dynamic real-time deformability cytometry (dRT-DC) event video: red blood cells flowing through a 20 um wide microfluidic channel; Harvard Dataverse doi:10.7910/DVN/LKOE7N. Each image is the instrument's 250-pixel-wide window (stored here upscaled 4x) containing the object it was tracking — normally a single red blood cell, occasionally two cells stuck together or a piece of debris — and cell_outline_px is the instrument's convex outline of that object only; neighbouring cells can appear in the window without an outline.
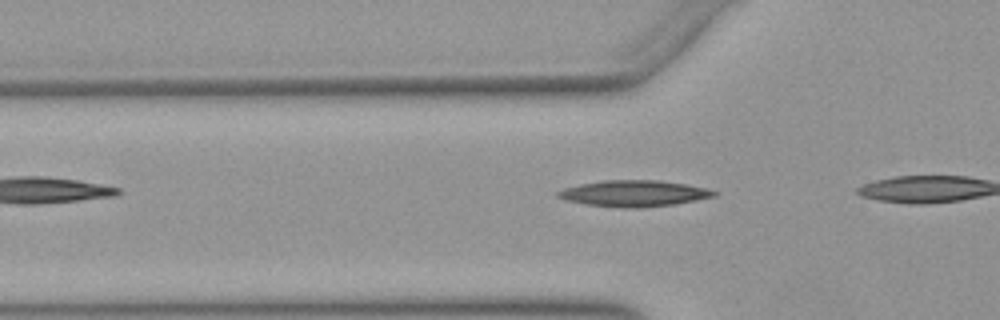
{"species": "Egyptian fruit bat (a non-hibernating species)", "species_latin": "Rousettus aegyptiacus", "temperature_condition": "warm", "stored_images_in_passage": 6, "camera_frame_rate_fps": 3000, "um_per_image_px": 0.085, "animal": {"sex": "female"}, "frame": {"image": 1, "passage_image": 4, "time_ms": 1.0, "image_size_px": [1000, 320], "cell_outline_px": [[716, 196], [696, 200], [672, 204], [640, 208], [620, 208], [584, 204], [564, 200], [556, 196], [556, 192], [564, 188], [580, 184], [604, 180], [660, 180], [684, 184], [704, 188], [716, 192]], "centroid_in_image_um": [53.81, 16.44], "position_along_channel_um": 72.0, "area_um2": 23.76}}